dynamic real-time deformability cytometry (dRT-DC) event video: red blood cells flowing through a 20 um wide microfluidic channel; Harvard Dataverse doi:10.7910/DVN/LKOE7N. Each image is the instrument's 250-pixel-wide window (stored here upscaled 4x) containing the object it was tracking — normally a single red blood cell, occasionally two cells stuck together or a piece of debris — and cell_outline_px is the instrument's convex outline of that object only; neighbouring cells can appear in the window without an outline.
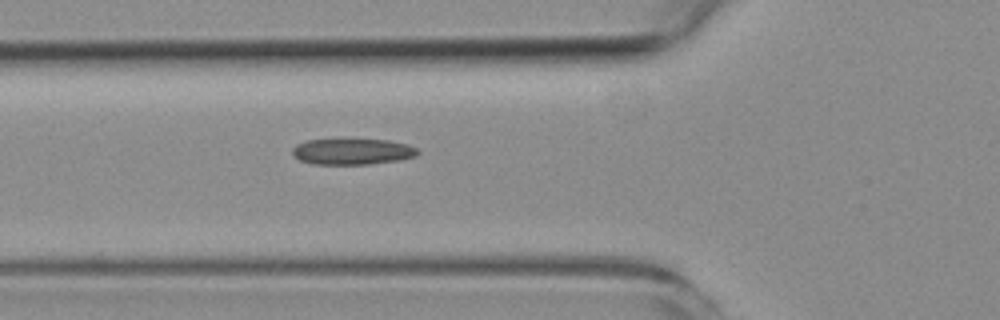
{"species": "common noctule bat (a hibernating species)", "species_latin": "Nyctalus noctula", "temperature_condition": "room temperature", "stored_images_in_passage": 3, "camera_frame_rate_fps": 3000, "um_per_image_px": 0.085, "animal": {"sex": "female", "body_mass_g": 19.3, "forearm_length_mm": 54.1}, "frame": {"image": 1, "passage_image": 3, "time_ms": 2.333, "image_size_px": [1000, 320], "cell_outline_px": [[420, 152], [416, 156], [400, 160], [368, 164], [312, 164], [300, 160], [292, 152], [292, 148], [296, 144], [308, 140], [388, 140], [404, 144], [416, 148]], "centroid_in_image_um": [29.95, 12.89], "position_along_channel_um": 95.9, "area_um2": 18.73}}